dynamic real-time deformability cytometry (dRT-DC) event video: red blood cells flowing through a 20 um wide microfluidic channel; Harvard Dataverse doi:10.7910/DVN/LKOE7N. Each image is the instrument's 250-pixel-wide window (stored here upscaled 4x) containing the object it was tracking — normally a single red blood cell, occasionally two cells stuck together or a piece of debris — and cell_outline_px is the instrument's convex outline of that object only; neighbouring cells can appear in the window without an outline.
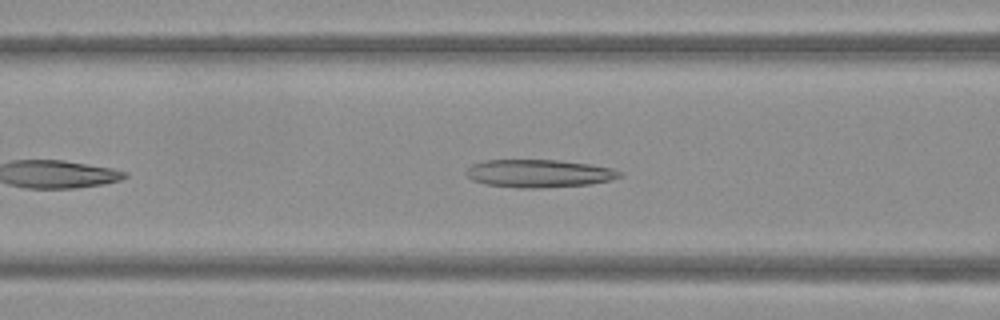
{"species": "Egyptian fruit bat (a non-hibernating species)", "species_latin": "Rousettus aegyptiacus", "temperature_condition": "warm", "stored_images_in_passage": 18, "camera_frame_rate_fps": 3000, "um_per_image_px": 0.085, "frame": {"image": 1, "passage_image": 8, "time_ms": 2.333, "image_size_px": [1000, 320], "cell_outline_px": [[624, 176], [612, 180], [588, 184], [540, 188], [520, 188], [488, 184], [472, 180], [464, 172], [472, 164], [484, 160], [556, 160], [592, 164], [612, 168], [624, 172]], "centroid_in_image_um": [45.86, 14.73], "position_along_channel_um": 120.7, "area_um2": 25.03}}
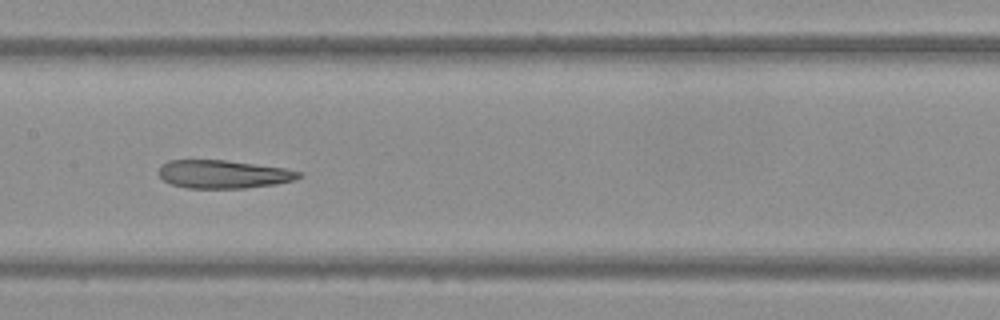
{"frame": {"image": 2, "passage_image": 13, "time_ms": 4.0, "image_size_px": [1000, 320], "cell_outline_px": [[304, 176], [296, 180], [276, 184], [244, 188], [188, 188], [172, 184], [164, 180], [156, 172], [160, 164], [168, 160], [228, 160], [284, 168], [304, 172]], "centroid_in_image_um": [19.0, 14.8], "position_along_channel_um": 188.4, "area_um2": 23.35}}
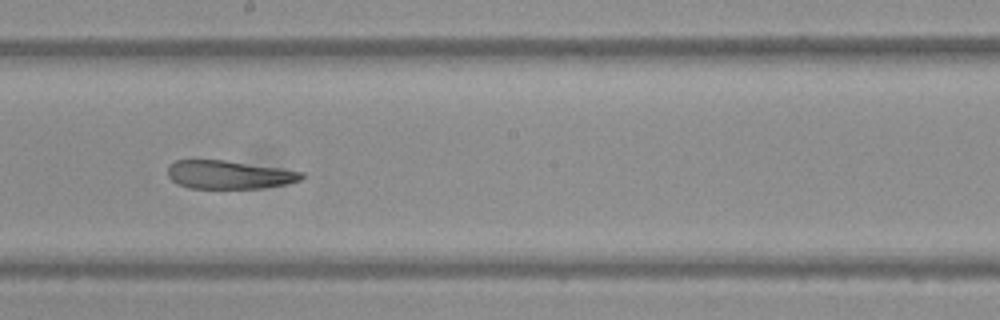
{"frame": {"image": 3, "passage_image": 16, "time_ms": 5.0, "image_size_px": [1000, 320], "cell_outline_px": [[308, 176], [300, 180], [284, 184], [264, 188], [188, 188], [176, 184], [168, 176], [168, 164], [176, 160], [224, 160], [280, 168], [304, 172]], "centroid_in_image_um": [19.47, 14.85], "position_along_channel_um": 228.7, "area_um2": 22.25}}